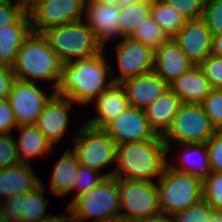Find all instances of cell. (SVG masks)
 Segmentation results:
<instances>
[{"label": "cell", "instance_id": "cell-19", "mask_svg": "<svg viewBox=\"0 0 222 222\" xmlns=\"http://www.w3.org/2000/svg\"><path fill=\"white\" fill-rule=\"evenodd\" d=\"M94 103L99 115L84 124L96 129H103L130 106L120 83H113L108 89H105L94 100Z\"/></svg>", "mask_w": 222, "mask_h": 222}, {"label": "cell", "instance_id": "cell-3", "mask_svg": "<svg viewBox=\"0 0 222 222\" xmlns=\"http://www.w3.org/2000/svg\"><path fill=\"white\" fill-rule=\"evenodd\" d=\"M62 63L40 33L32 32L17 53L12 70L15 79L27 82L54 81L56 90L61 76Z\"/></svg>", "mask_w": 222, "mask_h": 222}, {"label": "cell", "instance_id": "cell-6", "mask_svg": "<svg viewBox=\"0 0 222 222\" xmlns=\"http://www.w3.org/2000/svg\"><path fill=\"white\" fill-rule=\"evenodd\" d=\"M158 199L161 213L174 215L203 199V180L166 165L158 178Z\"/></svg>", "mask_w": 222, "mask_h": 222}, {"label": "cell", "instance_id": "cell-14", "mask_svg": "<svg viewBox=\"0 0 222 222\" xmlns=\"http://www.w3.org/2000/svg\"><path fill=\"white\" fill-rule=\"evenodd\" d=\"M172 39L195 66L211 55L212 34L202 18L186 20Z\"/></svg>", "mask_w": 222, "mask_h": 222}, {"label": "cell", "instance_id": "cell-39", "mask_svg": "<svg viewBox=\"0 0 222 222\" xmlns=\"http://www.w3.org/2000/svg\"><path fill=\"white\" fill-rule=\"evenodd\" d=\"M20 163L12 134H0V168Z\"/></svg>", "mask_w": 222, "mask_h": 222}, {"label": "cell", "instance_id": "cell-29", "mask_svg": "<svg viewBox=\"0 0 222 222\" xmlns=\"http://www.w3.org/2000/svg\"><path fill=\"white\" fill-rule=\"evenodd\" d=\"M150 15L169 38H173L186 21L182 15L163 0H152Z\"/></svg>", "mask_w": 222, "mask_h": 222}, {"label": "cell", "instance_id": "cell-50", "mask_svg": "<svg viewBox=\"0 0 222 222\" xmlns=\"http://www.w3.org/2000/svg\"><path fill=\"white\" fill-rule=\"evenodd\" d=\"M44 0H28V13H30L38 4Z\"/></svg>", "mask_w": 222, "mask_h": 222}, {"label": "cell", "instance_id": "cell-2", "mask_svg": "<svg viewBox=\"0 0 222 222\" xmlns=\"http://www.w3.org/2000/svg\"><path fill=\"white\" fill-rule=\"evenodd\" d=\"M167 146L162 136L155 139L122 143L116 147L117 168L111 176L117 179L154 182L168 163ZM166 157V158H165Z\"/></svg>", "mask_w": 222, "mask_h": 222}, {"label": "cell", "instance_id": "cell-35", "mask_svg": "<svg viewBox=\"0 0 222 222\" xmlns=\"http://www.w3.org/2000/svg\"><path fill=\"white\" fill-rule=\"evenodd\" d=\"M201 104L216 130L222 129V89H212Z\"/></svg>", "mask_w": 222, "mask_h": 222}, {"label": "cell", "instance_id": "cell-12", "mask_svg": "<svg viewBox=\"0 0 222 222\" xmlns=\"http://www.w3.org/2000/svg\"><path fill=\"white\" fill-rule=\"evenodd\" d=\"M116 46L117 65L120 77H113L114 83H121L125 79L143 75L153 71L154 50L131 37H122Z\"/></svg>", "mask_w": 222, "mask_h": 222}, {"label": "cell", "instance_id": "cell-18", "mask_svg": "<svg viewBox=\"0 0 222 222\" xmlns=\"http://www.w3.org/2000/svg\"><path fill=\"white\" fill-rule=\"evenodd\" d=\"M193 66L172 38L154 51L153 71L168 85Z\"/></svg>", "mask_w": 222, "mask_h": 222}, {"label": "cell", "instance_id": "cell-1", "mask_svg": "<svg viewBox=\"0 0 222 222\" xmlns=\"http://www.w3.org/2000/svg\"><path fill=\"white\" fill-rule=\"evenodd\" d=\"M105 50L93 57L77 59L61 66L56 94L67 97L73 102L89 104L114 82L111 65H108ZM110 78V79H109ZM109 82L106 83V80Z\"/></svg>", "mask_w": 222, "mask_h": 222}, {"label": "cell", "instance_id": "cell-22", "mask_svg": "<svg viewBox=\"0 0 222 222\" xmlns=\"http://www.w3.org/2000/svg\"><path fill=\"white\" fill-rule=\"evenodd\" d=\"M182 104L180 98L169 88L144 108L148 123L156 135L163 137L166 134Z\"/></svg>", "mask_w": 222, "mask_h": 222}, {"label": "cell", "instance_id": "cell-28", "mask_svg": "<svg viewBox=\"0 0 222 222\" xmlns=\"http://www.w3.org/2000/svg\"><path fill=\"white\" fill-rule=\"evenodd\" d=\"M152 0H140L129 8H120L119 32L121 37H130L151 13Z\"/></svg>", "mask_w": 222, "mask_h": 222}, {"label": "cell", "instance_id": "cell-46", "mask_svg": "<svg viewBox=\"0 0 222 222\" xmlns=\"http://www.w3.org/2000/svg\"><path fill=\"white\" fill-rule=\"evenodd\" d=\"M46 222H73L72 218L68 216H55L53 219L46 221Z\"/></svg>", "mask_w": 222, "mask_h": 222}, {"label": "cell", "instance_id": "cell-40", "mask_svg": "<svg viewBox=\"0 0 222 222\" xmlns=\"http://www.w3.org/2000/svg\"><path fill=\"white\" fill-rule=\"evenodd\" d=\"M209 163L212 172L222 173V129H217L215 134L206 142Z\"/></svg>", "mask_w": 222, "mask_h": 222}, {"label": "cell", "instance_id": "cell-13", "mask_svg": "<svg viewBox=\"0 0 222 222\" xmlns=\"http://www.w3.org/2000/svg\"><path fill=\"white\" fill-rule=\"evenodd\" d=\"M103 130L116 145L155 139L144 109L129 106L122 114L110 121Z\"/></svg>", "mask_w": 222, "mask_h": 222}, {"label": "cell", "instance_id": "cell-45", "mask_svg": "<svg viewBox=\"0 0 222 222\" xmlns=\"http://www.w3.org/2000/svg\"><path fill=\"white\" fill-rule=\"evenodd\" d=\"M135 222H174L173 216L167 215L165 213H159L155 216L145 218V219H140Z\"/></svg>", "mask_w": 222, "mask_h": 222}, {"label": "cell", "instance_id": "cell-17", "mask_svg": "<svg viewBox=\"0 0 222 222\" xmlns=\"http://www.w3.org/2000/svg\"><path fill=\"white\" fill-rule=\"evenodd\" d=\"M120 85L125 91L129 105L141 109L146 108L169 89V85L154 71L125 79Z\"/></svg>", "mask_w": 222, "mask_h": 222}, {"label": "cell", "instance_id": "cell-34", "mask_svg": "<svg viewBox=\"0 0 222 222\" xmlns=\"http://www.w3.org/2000/svg\"><path fill=\"white\" fill-rule=\"evenodd\" d=\"M202 19L212 36L222 34V0H205Z\"/></svg>", "mask_w": 222, "mask_h": 222}, {"label": "cell", "instance_id": "cell-16", "mask_svg": "<svg viewBox=\"0 0 222 222\" xmlns=\"http://www.w3.org/2000/svg\"><path fill=\"white\" fill-rule=\"evenodd\" d=\"M73 102L67 97L55 94L39 115L36 126L54 146L60 142L69 125V109Z\"/></svg>", "mask_w": 222, "mask_h": 222}, {"label": "cell", "instance_id": "cell-42", "mask_svg": "<svg viewBox=\"0 0 222 222\" xmlns=\"http://www.w3.org/2000/svg\"><path fill=\"white\" fill-rule=\"evenodd\" d=\"M24 12V9L17 4L0 3V28L13 24Z\"/></svg>", "mask_w": 222, "mask_h": 222}, {"label": "cell", "instance_id": "cell-51", "mask_svg": "<svg viewBox=\"0 0 222 222\" xmlns=\"http://www.w3.org/2000/svg\"><path fill=\"white\" fill-rule=\"evenodd\" d=\"M211 222H222V211H215Z\"/></svg>", "mask_w": 222, "mask_h": 222}, {"label": "cell", "instance_id": "cell-38", "mask_svg": "<svg viewBox=\"0 0 222 222\" xmlns=\"http://www.w3.org/2000/svg\"><path fill=\"white\" fill-rule=\"evenodd\" d=\"M199 67L213 89H222V56H208Z\"/></svg>", "mask_w": 222, "mask_h": 222}, {"label": "cell", "instance_id": "cell-48", "mask_svg": "<svg viewBox=\"0 0 222 222\" xmlns=\"http://www.w3.org/2000/svg\"><path fill=\"white\" fill-rule=\"evenodd\" d=\"M6 2L12 3V0H6ZM16 4L19 5L26 13H28V0H15Z\"/></svg>", "mask_w": 222, "mask_h": 222}, {"label": "cell", "instance_id": "cell-49", "mask_svg": "<svg viewBox=\"0 0 222 222\" xmlns=\"http://www.w3.org/2000/svg\"><path fill=\"white\" fill-rule=\"evenodd\" d=\"M138 1L140 0H119V7L129 8L131 5H134Z\"/></svg>", "mask_w": 222, "mask_h": 222}, {"label": "cell", "instance_id": "cell-11", "mask_svg": "<svg viewBox=\"0 0 222 222\" xmlns=\"http://www.w3.org/2000/svg\"><path fill=\"white\" fill-rule=\"evenodd\" d=\"M86 0H44L29 14L32 30L42 33L45 29L83 20Z\"/></svg>", "mask_w": 222, "mask_h": 222}, {"label": "cell", "instance_id": "cell-47", "mask_svg": "<svg viewBox=\"0 0 222 222\" xmlns=\"http://www.w3.org/2000/svg\"><path fill=\"white\" fill-rule=\"evenodd\" d=\"M88 1L98 3V4L118 5L119 6V0H88Z\"/></svg>", "mask_w": 222, "mask_h": 222}, {"label": "cell", "instance_id": "cell-41", "mask_svg": "<svg viewBox=\"0 0 222 222\" xmlns=\"http://www.w3.org/2000/svg\"><path fill=\"white\" fill-rule=\"evenodd\" d=\"M14 127H18L13 110L7 100H0V134H12Z\"/></svg>", "mask_w": 222, "mask_h": 222}, {"label": "cell", "instance_id": "cell-27", "mask_svg": "<svg viewBox=\"0 0 222 222\" xmlns=\"http://www.w3.org/2000/svg\"><path fill=\"white\" fill-rule=\"evenodd\" d=\"M46 185L42 183L34 190L22 194V211L24 213L22 222H46L53 219L55 216H45L48 198L44 197Z\"/></svg>", "mask_w": 222, "mask_h": 222}, {"label": "cell", "instance_id": "cell-30", "mask_svg": "<svg viewBox=\"0 0 222 222\" xmlns=\"http://www.w3.org/2000/svg\"><path fill=\"white\" fill-rule=\"evenodd\" d=\"M130 37L154 51L170 39L151 15L144 19Z\"/></svg>", "mask_w": 222, "mask_h": 222}, {"label": "cell", "instance_id": "cell-8", "mask_svg": "<svg viewBox=\"0 0 222 222\" xmlns=\"http://www.w3.org/2000/svg\"><path fill=\"white\" fill-rule=\"evenodd\" d=\"M120 195V222H135L159 213L157 183L118 179ZM125 208L128 212H121Z\"/></svg>", "mask_w": 222, "mask_h": 222}, {"label": "cell", "instance_id": "cell-9", "mask_svg": "<svg viewBox=\"0 0 222 222\" xmlns=\"http://www.w3.org/2000/svg\"><path fill=\"white\" fill-rule=\"evenodd\" d=\"M74 147L80 165L100 171L116 161V143L103 129L88 127L83 124L73 134Z\"/></svg>", "mask_w": 222, "mask_h": 222}, {"label": "cell", "instance_id": "cell-36", "mask_svg": "<svg viewBox=\"0 0 222 222\" xmlns=\"http://www.w3.org/2000/svg\"><path fill=\"white\" fill-rule=\"evenodd\" d=\"M186 20L202 18L205 0H163Z\"/></svg>", "mask_w": 222, "mask_h": 222}, {"label": "cell", "instance_id": "cell-37", "mask_svg": "<svg viewBox=\"0 0 222 222\" xmlns=\"http://www.w3.org/2000/svg\"><path fill=\"white\" fill-rule=\"evenodd\" d=\"M22 194H15L0 202V222H22Z\"/></svg>", "mask_w": 222, "mask_h": 222}, {"label": "cell", "instance_id": "cell-43", "mask_svg": "<svg viewBox=\"0 0 222 222\" xmlns=\"http://www.w3.org/2000/svg\"><path fill=\"white\" fill-rule=\"evenodd\" d=\"M14 80L12 67L0 65V100L7 98Z\"/></svg>", "mask_w": 222, "mask_h": 222}, {"label": "cell", "instance_id": "cell-24", "mask_svg": "<svg viewBox=\"0 0 222 222\" xmlns=\"http://www.w3.org/2000/svg\"><path fill=\"white\" fill-rule=\"evenodd\" d=\"M18 129L21 133L15 145L20 162L30 164V157H43L54 148L36 125H22Z\"/></svg>", "mask_w": 222, "mask_h": 222}, {"label": "cell", "instance_id": "cell-44", "mask_svg": "<svg viewBox=\"0 0 222 222\" xmlns=\"http://www.w3.org/2000/svg\"><path fill=\"white\" fill-rule=\"evenodd\" d=\"M211 55L222 56V34L212 36Z\"/></svg>", "mask_w": 222, "mask_h": 222}, {"label": "cell", "instance_id": "cell-23", "mask_svg": "<svg viewBox=\"0 0 222 222\" xmlns=\"http://www.w3.org/2000/svg\"><path fill=\"white\" fill-rule=\"evenodd\" d=\"M183 103L201 104L213 89L199 66H193L169 84Z\"/></svg>", "mask_w": 222, "mask_h": 222}, {"label": "cell", "instance_id": "cell-5", "mask_svg": "<svg viewBox=\"0 0 222 222\" xmlns=\"http://www.w3.org/2000/svg\"><path fill=\"white\" fill-rule=\"evenodd\" d=\"M41 34L62 64L73 61L75 57V60L90 58L104 50L82 20L45 29Z\"/></svg>", "mask_w": 222, "mask_h": 222}, {"label": "cell", "instance_id": "cell-26", "mask_svg": "<svg viewBox=\"0 0 222 222\" xmlns=\"http://www.w3.org/2000/svg\"><path fill=\"white\" fill-rule=\"evenodd\" d=\"M184 148V153L181 154L180 163L181 167L167 163L169 167L174 170L187 173L192 176H196L204 180L212 171L209 163V155L207 151L206 144H197V143H187V144H178ZM199 155V156H198Z\"/></svg>", "mask_w": 222, "mask_h": 222}, {"label": "cell", "instance_id": "cell-32", "mask_svg": "<svg viewBox=\"0 0 222 222\" xmlns=\"http://www.w3.org/2000/svg\"><path fill=\"white\" fill-rule=\"evenodd\" d=\"M215 210L204 200L173 215L174 222H211Z\"/></svg>", "mask_w": 222, "mask_h": 222}, {"label": "cell", "instance_id": "cell-7", "mask_svg": "<svg viewBox=\"0 0 222 222\" xmlns=\"http://www.w3.org/2000/svg\"><path fill=\"white\" fill-rule=\"evenodd\" d=\"M215 132L216 128L206 115L202 104L183 103L170 129L162 138L169 153L172 143L206 144Z\"/></svg>", "mask_w": 222, "mask_h": 222}, {"label": "cell", "instance_id": "cell-10", "mask_svg": "<svg viewBox=\"0 0 222 222\" xmlns=\"http://www.w3.org/2000/svg\"><path fill=\"white\" fill-rule=\"evenodd\" d=\"M56 94L50 96L42 91L34 82L20 81L15 79L7 100L13 110L17 126L35 125L41 112L47 103Z\"/></svg>", "mask_w": 222, "mask_h": 222}, {"label": "cell", "instance_id": "cell-25", "mask_svg": "<svg viewBox=\"0 0 222 222\" xmlns=\"http://www.w3.org/2000/svg\"><path fill=\"white\" fill-rule=\"evenodd\" d=\"M79 165L76 155L70 148L67 149L53 167L50 192L56 196L71 193Z\"/></svg>", "mask_w": 222, "mask_h": 222}, {"label": "cell", "instance_id": "cell-31", "mask_svg": "<svg viewBox=\"0 0 222 222\" xmlns=\"http://www.w3.org/2000/svg\"><path fill=\"white\" fill-rule=\"evenodd\" d=\"M203 199L215 211H222V173L211 172L203 180Z\"/></svg>", "mask_w": 222, "mask_h": 222}, {"label": "cell", "instance_id": "cell-33", "mask_svg": "<svg viewBox=\"0 0 222 222\" xmlns=\"http://www.w3.org/2000/svg\"><path fill=\"white\" fill-rule=\"evenodd\" d=\"M111 173L101 174L98 171H95L89 167L79 165L78 172L75 178L74 189H77V193L74 199L92 188L96 187L101 181H103L106 177H110Z\"/></svg>", "mask_w": 222, "mask_h": 222}, {"label": "cell", "instance_id": "cell-4", "mask_svg": "<svg viewBox=\"0 0 222 222\" xmlns=\"http://www.w3.org/2000/svg\"><path fill=\"white\" fill-rule=\"evenodd\" d=\"M73 222H84L94 217L95 222L120 221L118 179L106 177L96 187L77 196L67 207Z\"/></svg>", "mask_w": 222, "mask_h": 222}, {"label": "cell", "instance_id": "cell-21", "mask_svg": "<svg viewBox=\"0 0 222 222\" xmlns=\"http://www.w3.org/2000/svg\"><path fill=\"white\" fill-rule=\"evenodd\" d=\"M41 180L30 164L18 163L0 168V202L15 194H24L34 190Z\"/></svg>", "mask_w": 222, "mask_h": 222}, {"label": "cell", "instance_id": "cell-20", "mask_svg": "<svg viewBox=\"0 0 222 222\" xmlns=\"http://www.w3.org/2000/svg\"><path fill=\"white\" fill-rule=\"evenodd\" d=\"M32 32L30 14L26 12L13 24L0 28V65L12 67L18 50Z\"/></svg>", "mask_w": 222, "mask_h": 222}, {"label": "cell", "instance_id": "cell-15", "mask_svg": "<svg viewBox=\"0 0 222 222\" xmlns=\"http://www.w3.org/2000/svg\"><path fill=\"white\" fill-rule=\"evenodd\" d=\"M84 17L85 23L104 49L105 44L111 39L122 38L119 32L120 7L118 5L98 4L86 0Z\"/></svg>", "mask_w": 222, "mask_h": 222}]
</instances>
